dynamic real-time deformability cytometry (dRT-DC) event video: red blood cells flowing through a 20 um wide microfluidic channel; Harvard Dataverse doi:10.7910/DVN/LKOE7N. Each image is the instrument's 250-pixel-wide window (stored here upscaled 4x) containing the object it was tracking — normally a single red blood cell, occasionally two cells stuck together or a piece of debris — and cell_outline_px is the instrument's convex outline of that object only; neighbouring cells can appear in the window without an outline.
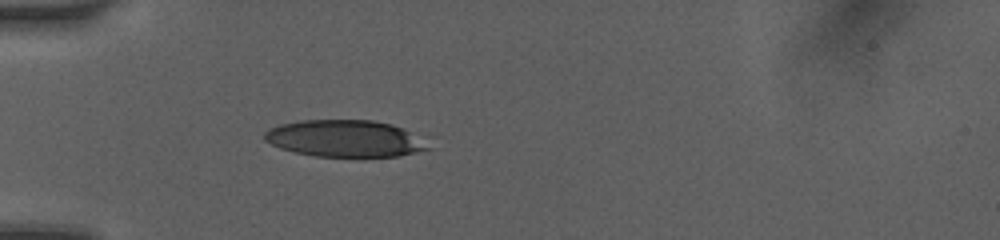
{"species": "human", "species_latin": "Homo sapiens", "temperature_condition": "room temperature", "stored_images_in_passage": 7, "camera_frame_rate_fps": 3000, "um_per_image_px": 0.085, "donor": {"sex": "female"}, "frame": {"image": 1, "passage_image": 1, "time_ms": 0.0, "image_size_px": [1000, 240], "cell_outline_px": [[432, 148], [400, 156], [316, 156], [296, 152], [280, 148], [264, 140], [264, 132], [268, 128], [280, 124], [300, 120], [372, 120], [392, 124], [432, 136]], "centroid_in_image_um": [29.5, 11.76], "position_along_channel_um": 55.5, "area_um2": 36.13}}
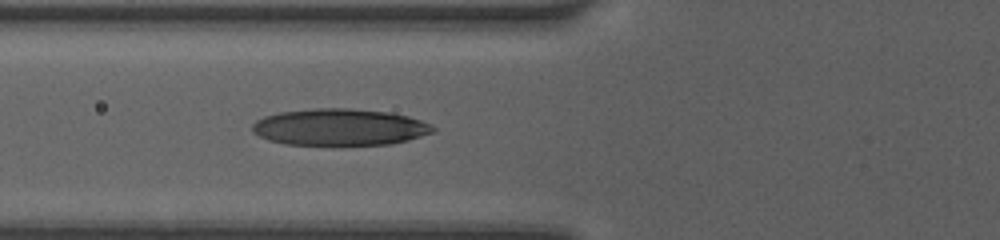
{"frame": {"image": 2, "passage_image": 5, "time_ms": 1.333, "image_size_px": [1000, 240], "cell_outline_px": [[436, 132], [408, 140], [392, 144], [332, 148], [284, 144], [268, 140], [252, 132], [252, 124], [256, 120], [264, 116], [280, 112], [316, 108], [348, 108], [388, 112], [408, 116], [420, 120], [436, 128]], "centroid_in_image_um": [28.86, 10.86], "position_along_channel_um": 96.9, "area_um2": 40.06}}